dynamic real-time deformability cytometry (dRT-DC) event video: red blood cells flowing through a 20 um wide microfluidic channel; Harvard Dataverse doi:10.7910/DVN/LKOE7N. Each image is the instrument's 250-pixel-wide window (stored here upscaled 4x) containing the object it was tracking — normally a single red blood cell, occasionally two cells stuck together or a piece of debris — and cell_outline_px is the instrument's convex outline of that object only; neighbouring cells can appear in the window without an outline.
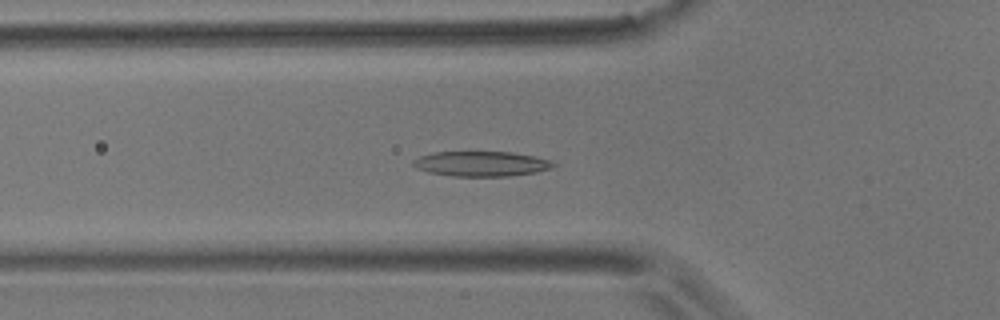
{"species": "common noctule bat (a hibernating species)", "species_latin": "Nyctalus noctula", "temperature_condition": "room temperature", "stored_images_in_passage": 54, "camera_frame_rate_fps": 3000, "um_per_image_px": 0.085, "animal": {"sex": "male", "body_mass_g": 17.9}, "frame": {"image": 1, "passage_image": 18, "time_ms": 5.667, "image_size_px": [1000, 320], "cell_outline_px": [[556, 164], [552, 168], [536, 172], [508, 176], [452, 176], [428, 172], [416, 168], [412, 164], [412, 160], [420, 156], [432, 152], [512, 152], [552, 160]], "centroid_in_image_um": [40.89, 13.92], "position_along_channel_um": 84.9, "area_um2": 20.46}}
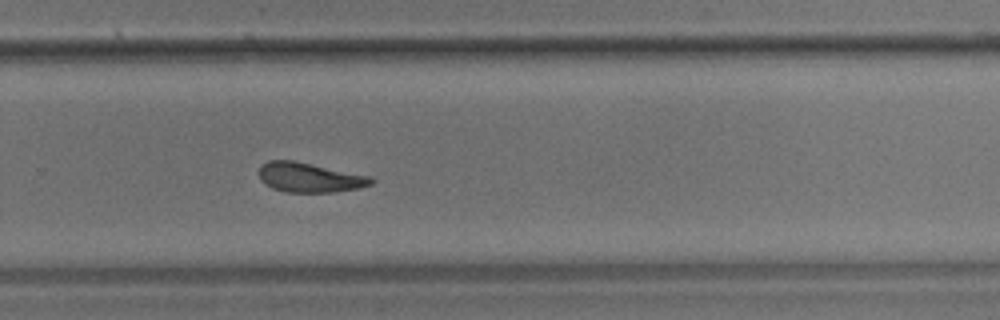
{"frame": {"image": 2, "passage_image": 36, "time_ms": 11.667, "image_size_px": [1000, 320], "cell_outline_px": [[376, 180], [372, 184], [360, 188], [336, 192], [284, 192], [272, 188], [264, 184], [260, 180], [260, 164], [268, 160], [292, 160], [372, 176]], "centroid_in_image_um": [26.33, 15.09], "position_along_channel_um": 303.5, "area_um2": 19.59}}
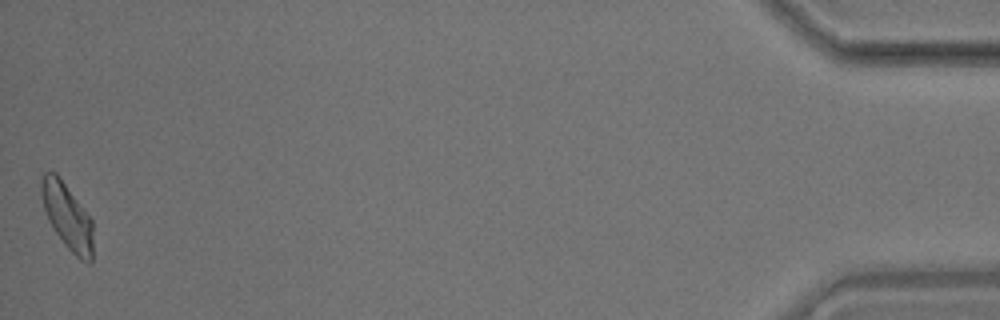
{"frame": {"image": 3, "passage_image": 54, "time_ms": 17.667, "image_size_px": [1000, 320], "cell_outline_px": [[92, 264], [88, 264], [80, 260], [64, 244], [52, 228], [48, 220], [40, 196], [40, 184], [44, 172], [56, 172], [92, 220]], "centroid_in_image_um": [5.7, 18.41], "position_along_channel_um": 429.5, "area_um2": 19.83}, "authors_computed_cell_mechanics": {"area_um2": 20.0277, "velocity_mm_per_s": 3.642, "shape_relaxation_time_tau1_ms": 5.2726, "shape_relaxation_time_tau2_ms": 3.1781, "deformation_change_tau1": 0.152, "deformation_change_tau2": 0.1205}}